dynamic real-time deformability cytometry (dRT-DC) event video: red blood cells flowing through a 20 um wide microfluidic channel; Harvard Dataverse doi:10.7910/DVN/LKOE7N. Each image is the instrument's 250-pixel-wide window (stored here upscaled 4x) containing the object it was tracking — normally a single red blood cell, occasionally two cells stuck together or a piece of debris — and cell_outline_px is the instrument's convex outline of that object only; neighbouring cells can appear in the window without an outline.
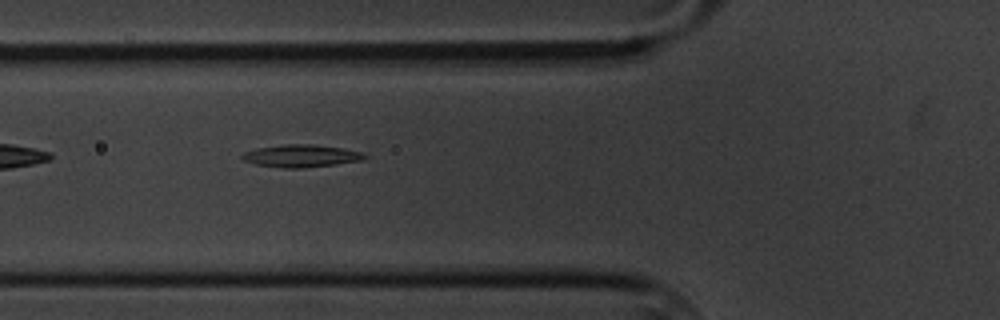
{"species": "common noctule bat (a hibernating species)", "species_latin": "Nyctalus noctula", "temperature_condition": "cold", "stored_images_in_passage": 41, "camera_frame_rate_fps": 3000, "um_per_image_px": 0.085, "animal": {"sex": "male", "body_mass_g": 20.1, "forearm_length_mm": 53.5}, "frame": {"image": 1, "passage_image": 3, "time_ms": 0.667, "image_size_px": [1000, 320], "cell_outline_px": [[368, 156], [360, 160], [336, 164], [300, 168], [284, 168], [256, 164], [244, 160], [240, 156], [244, 152], [256, 148], [284, 144], [312, 144], [344, 148], [360, 152]], "centroid_in_image_um": [25.57, 13.24], "position_along_channel_um": 100.2, "area_um2": 15.9}}
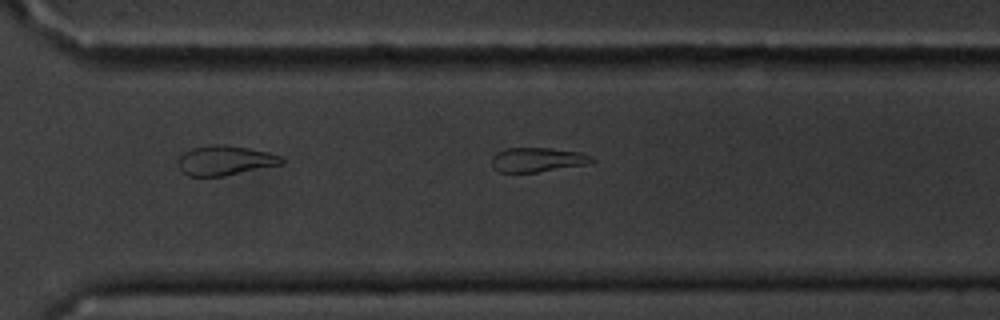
{"frame": {"image": 2, "passage_image": 23, "time_ms": 7.333, "image_size_px": [1000, 320], "cell_outline_px": [[596, 160], [592, 164], [536, 172], [500, 172], [492, 164], [492, 156], [496, 152], [508, 148], [552, 148], [580, 152], [592, 156]], "centroid_in_image_um": [45.76, 13.57], "position_along_channel_um": 324.8, "area_um2": 14.33}}
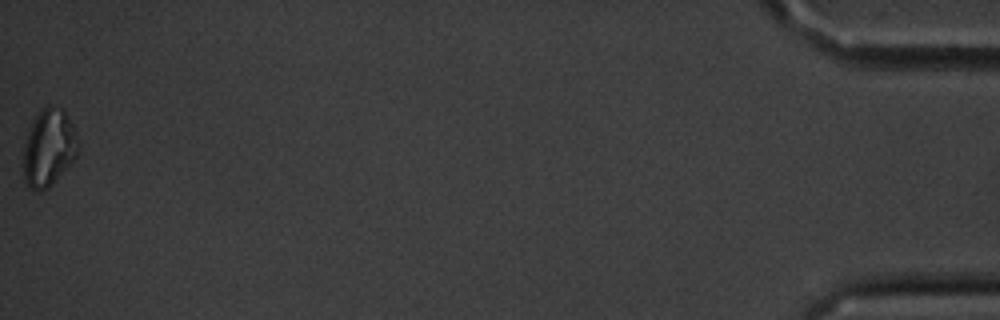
{"frame": {"image": 3, "passage_image": 41, "time_ms": 13.333, "image_size_px": [1000, 320], "cell_outline_px": [[76, 156], [52, 184], [48, 188], [40, 192], [32, 192], [24, 184], [24, 144], [32, 120], [48, 104], [52, 104], [64, 108], [72, 124], [76, 148]], "centroid_in_image_um": [4.09, 12.58], "position_along_channel_um": 431.1, "area_um2": 24.39}}